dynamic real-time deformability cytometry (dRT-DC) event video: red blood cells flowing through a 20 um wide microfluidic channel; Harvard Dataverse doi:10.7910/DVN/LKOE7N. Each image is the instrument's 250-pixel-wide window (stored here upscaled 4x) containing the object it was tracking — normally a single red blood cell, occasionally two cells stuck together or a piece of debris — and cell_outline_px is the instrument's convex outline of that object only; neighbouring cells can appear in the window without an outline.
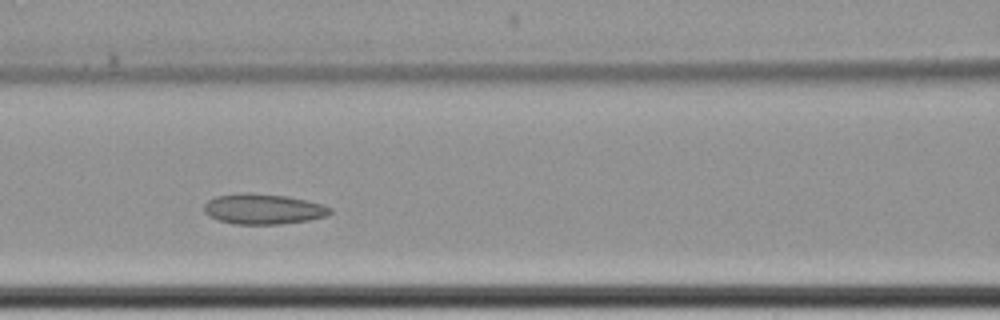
{"species": "common noctule bat (a hibernating species)", "species_latin": "Nyctalus noctula", "temperature_condition": "cold", "stored_images_in_passage": 9, "camera_frame_rate_fps": 3000, "um_per_image_px": 0.085, "animal": {"sex": "female", "body_mass_g": 22.7, "forearm_length_mm": 54.2}, "frame": {"image": 1, "passage_image": 6, "time_ms": 6.0, "image_size_px": [1000, 320], "cell_outline_px": [[332, 212], [328, 216], [308, 220], [280, 224], [236, 224], [220, 220], [208, 216], [204, 212], [204, 204], [208, 200], [216, 196], [284, 196], [308, 200], [324, 204], [332, 208]], "centroid_in_image_um": [22.46, 17.82], "position_along_channel_um": 144.1, "area_um2": 21.39}}
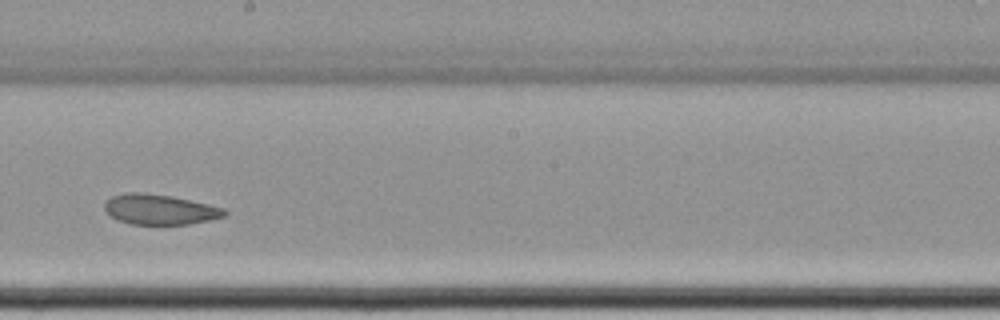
{"frame": {"image": 2, "passage_image": 8, "time_ms": 8.667, "image_size_px": [1000, 320], "cell_outline_px": [[228, 212], [224, 216], [208, 220], [188, 224], [128, 224], [112, 216], [104, 208], [104, 204], [112, 196], [124, 192], [144, 192], [168, 196], [208, 204], [224, 208]], "centroid_in_image_um": [13.57, 17.8], "position_along_channel_um": 234.6, "area_um2": 20.81}}
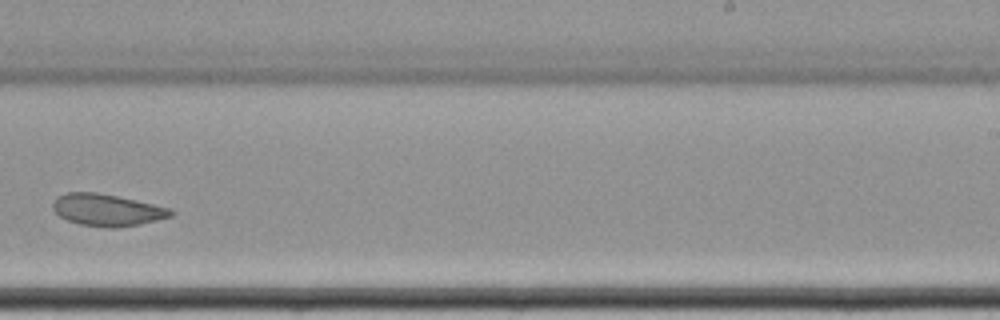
{"frame": {"image": 3, "passage_image": 9, "time_ms": 10.0, "image_size_px": [1000, 320], "cell_outline_px": [[172, 216], [140, 224], [116, 228], [104, 228], [80, 224], [68, 220], [60, 216], [52, 208], [52, 200], [56, 196], [64, 192], [96, 192], [116, 196], [152, 204], [168, 208], [172, 212]], "centroid_in_image_um": [9.02, 17.85], "position_along_channel_um": 280.0, "area_um2": 21.85}}